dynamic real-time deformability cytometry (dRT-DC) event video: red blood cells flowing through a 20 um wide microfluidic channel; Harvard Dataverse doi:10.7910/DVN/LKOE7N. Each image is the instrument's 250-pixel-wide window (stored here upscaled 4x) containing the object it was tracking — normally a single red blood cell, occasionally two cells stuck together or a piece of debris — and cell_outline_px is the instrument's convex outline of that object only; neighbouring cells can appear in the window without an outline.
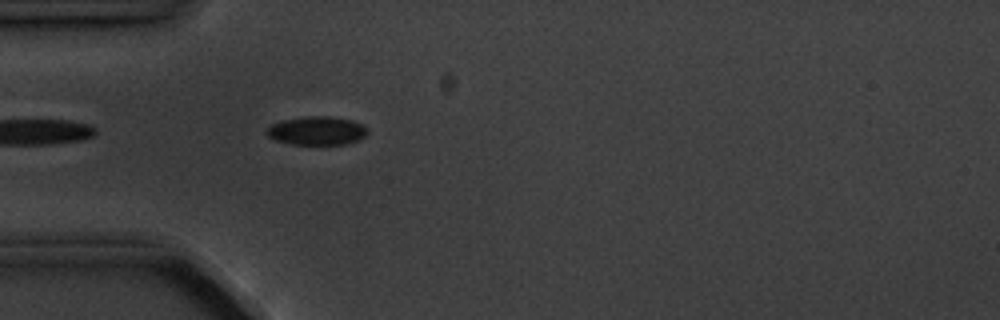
{"species": "common noctule bat (a hibernating species)", "species_latin": "Nyctalus noctula", "temperature_condition": "cold", "stored_images_in_passage": 5, "camera_frame_rate_fps": 3000, "um_per_image_px": 0.085, "animal": {"sex": "male", "body_mass_g": 20.1, "forearm_length_mm": 53.5}, "frame": {"image": 1, "passage_image": 5, "time_ms": 4.667, "image_size_px": [1000, 320], "cell_outline_px": [[368, 132], [364, 136], [356, 140], [344, 144], [292, 144], [272, 140], [264, 132], [272, 124], [280, 120], [308, 116], [328, 116], [352, 120], [360, 124]], "centroid_in_image_um": [26.85, 11.11], "position_along_channel_um": 58.1, "area_um2": 16.65}}